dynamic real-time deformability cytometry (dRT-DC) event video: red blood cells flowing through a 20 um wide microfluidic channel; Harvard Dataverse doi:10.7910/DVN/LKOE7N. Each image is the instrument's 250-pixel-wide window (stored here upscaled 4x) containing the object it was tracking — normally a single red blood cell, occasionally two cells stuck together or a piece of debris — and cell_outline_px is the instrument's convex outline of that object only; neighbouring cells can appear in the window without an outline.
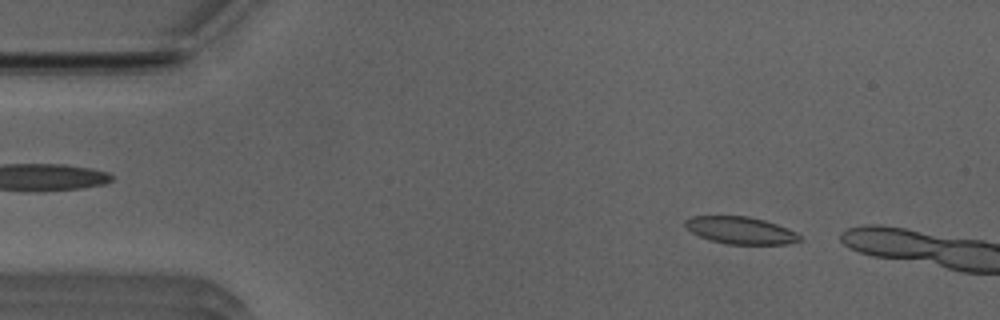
{"species": "Egyptian fruit bat (a non-hibernating species)", "species_latin": "Rousettus aegyptiacus", "temperature_condition": "room temperature", "stored_images_in_passage": 6, "camera_frame_rate_fps": 3000, "um_per_image_px": 0.085, "animal": {"sex": "male"}, "frame": {"image": 1, "passage_image": 4, "time_ms": 1.0, "image_size_px": [1000, 320], "cell_outline_px": [[804, 240], [788, 244], [728, 244], [708, 240], [692, 232], [684, 224], [684, 220], [692, 216], [748, 216], [764, 220], [788, 228], [796, 232]], "centroid_in_image_um": [62.97, 19.58], "position_along_channel_um": 22.0, "area_um2": 18.21}}